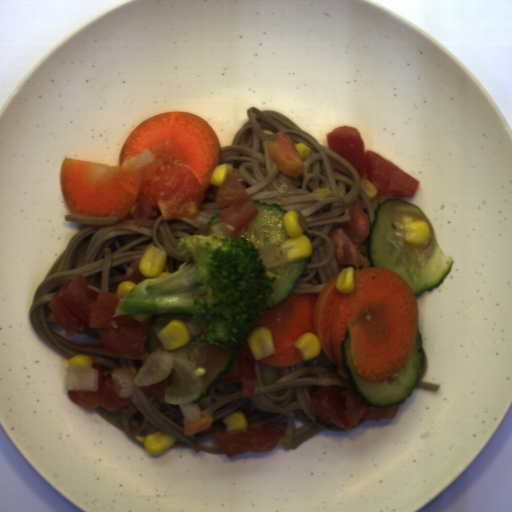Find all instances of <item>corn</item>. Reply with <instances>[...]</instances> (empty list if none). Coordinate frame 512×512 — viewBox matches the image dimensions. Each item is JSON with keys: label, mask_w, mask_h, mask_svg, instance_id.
<instances>
[{"label": "corn", "mask_w": 512, "mask_h": 512, "mask_svg": "<svg viewBox=\"0 0 512 512\" xmlns=\"http://www.w3.org/2000/svg\"><path fill=\"white\" fill-rule=\"evenodd\" d=\"M206 374V369L203 368L202 366H200L198 369L194 370L193 372V375L195 376H200L202 377V375Z\"/></svg>", "instance_id": "15"}, {"label": "corn", "mask_w": 512, "mask_h": 512, "mask_svg": "<svg viewBox=\"0 0 512 512\" xmlns=\"http://www.w3.org/2000/svg\"><path fill=\"white\" fill-rule=\"evenodd\" d=\"M230 173H232V164L230 162L220 163L214 167L209 179L212 187L219 189Z\"/></svg>", "instance_id": "10"}, {"label": "corn", "mask_w": 512, "mask_h": 512, "mask_svg": "<svg viewBox=\"0 0 512 512\" xmlns=\"http://www.w3.org/2000/svg\"><path fill=\"white\" fill-rule=\"evenodd\" d=\"M403 240L405 245L424 247L431 241L430 224L424 220H413L405 223Z\"/></svg>", "instance_id": "5"}, {"label": "corn", "mask_w": 512, "mask_h": 512, "mask_svg": "<svg viewBox=\"0 0 512 512\" xmlns=\"http://www.w3.org/2000/svg\"><path fill=\"white\" fill-rule=\"evenodd\" d=\"M138 269L145 279L172 275L175 272L163 271L168 255L165 250L156 244L147 246L139 258Z\"/></svg>", "instance_id": "3"}, {"label": "corn", "mask_w": 512, "mask_h": 512, "mask_svg": "<svg viewBox=\"0 0 512 512\" xmlns=\"http://www.w3.org/2000/svg\"><path fill=\"white\" fill-rule=\"evenodd\" d=\"M136 284L137 283L133 282L132 280H125L116 286L114 294H116V296L120 300L126 295H128Z\"/></svg>", "instance_id": "12"}, {"label": "corn", "mask_w": 512, "mask_h": 512, "mask_svg": "<svg viewBox=\"0 0 512 512\" xmlns=\"http://www.w3.org/2000/svg\"><path fill=\"white\" fill-rule=\"evenodd\" d=\"M176 440L174 435L158 430L144 437L142 446L148 454L158 456L166 452Z\"/></svg>", "instance_id": "6"}, {"label": "corn", "mask_w": 512, "mask_h": 512, "mask_svg": "<svg viewBox=\"0 0 512 512\" xmlns=\"http://www.w3.org/2000/svg\"><path fill=\"white\" fill-rule=\"evenodd\" d=\"M335 287L337 292L345 295L355 290V269L352 266L339 272Z\"/></svg>", "instance_id": "8"}, {"label": "corn", "mask_w": 512, "mask_h": 512, "mask_svg": "<svg viewBox=\"0 0 512 512\" xmlns=\"http://www.w3.org/2000/svg\"><path fill=\"white\" fill-rule=\"evenodd\" d=\"M161 347L166 351L183 348L194 341L188 327L182 320L172 319L154 333Z\"/></svg>", "instance_id": "2"}, {"label": "corn", "mask_w": 512, "mask_h": 512, "mask_svg": "<svg viewBox=\"0 0 512 512\" xmlns=\"http://www.w3.org/2000/svg\"><path fill=\"white\" fill-rule=\"evenodd\" d=\"M282 216L285 229L291 238L280 244V248L286 253L287 263L308 259L312 254V246L307 234L304 233V227L300 223L299 212L286 210Z\"/></svg>", "instance_id": "1"}, {"label": "corn", "mask_w": 512, "mask_h": 512, "mask_svg": "<svg viewBox=\"0 0 512 512\" xmlns=\"http://www.w3.org/2000/svg\"><path fill=\"white\" fill-rule=\"evenodd\" d=\"M222 424L226 427L225 432L248 429V420L242 410H238L222 419Z\"/></svg>", "instance_id": "9"}, {"label": "corn", "mask_w": 512, "mask_h": 512, "mask_svg": "<svg viewBox=\"0 0 512 512\" xmlns=\"http://www.w3.org/2000/svg\"><path fill=\"white\" fill-rule=\"evenodd\" d=\"M360 188H361L362 192L364 193V195L370 201L372 199H374L375 197H378L379 192H378L377 188L368 179H364V178L362 179V181L360 183Z\"/></svg>", "instance_id": "13"}, {"label": "corn", "mask_w": 512, "mask_h": 512, "mask_svg": "<svg viewBox=\"0 0 512 512\" xmlns=\"http://www.w3.org/2000/svg\"><path fill=\"white\" fill-rule=\"evenodd\" d=\"M66 363H68L73 368H85V367H92L94 365V360L92 356L87 354H77L68 360H66Z\"/></svg>", "instance_id": "11"}, {"label": "corn", "mask_w": 512, "mask_h": 512, "mask_svg": "<svg viewBox=\"0 0 512 512\" xmlns=\"http://www.w3.org/2000/svg\"><path fill=\"white\" fill-rule=\"evenodd\" d=\"M246 343L254 357V361H261L275 353L272 329L267 326H258L251 329Z\"/></svg>", "instance_id": "4"}, {"label": "corn", "mask_w": 512, "mask_h": 512, "mask_svg": "<svg viewBox=\"0 0 512 512\" xmlns=\"http://www.w3.org/2000/svg\"><path fill=\"white\" fill-rule=\"evenodd\" d=\"M294 148L298 151V155L303 162L309 159L312 147L304 143H295Z\"/></svg>", "instance_id": "14"}, {"label": "corn", "mask_w": 512, "mask_h": 512, "mask_svg": "<svg viewBox=\"0 0 512 512\" xmlns=\"http://www.w3.org/2000/svg\"><path fill=\"white\" fill-rule=\"evenodd\" d=\"M294 344L302 363L316 358L323 351L317 335L308 331L303 333Z\"/></svg>", "instance_id": "7"}]
</instances>
